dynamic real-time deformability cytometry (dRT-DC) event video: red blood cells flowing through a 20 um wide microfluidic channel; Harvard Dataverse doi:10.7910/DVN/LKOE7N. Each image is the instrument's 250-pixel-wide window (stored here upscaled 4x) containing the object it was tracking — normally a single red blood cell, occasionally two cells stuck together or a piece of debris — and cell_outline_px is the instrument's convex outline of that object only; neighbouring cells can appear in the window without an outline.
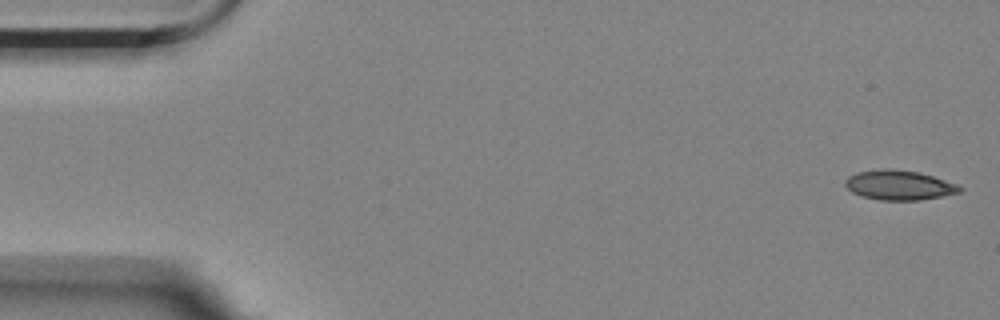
{"species": "Egyptian fruit bat (a non-hibernating species)", "species_latin": "Rousettus aegyptiacus", "temperature_condition": "room temperature", "stored_images_in_passage": 5, "camera_frame_rate_fps": 3000, "um_per_image_px": 0.085, "animal": {"sex": "female"}, "frame": {"image": 1, "passage_image": 1, "time_ms": 0.0, "image_size_px": [1000, 320], "cell_outline_px": [[964, 188], [960, 192], [920, 200], [880, 200], [864, 196], [852, 192], [844, 184], [844, 180], [848, 176], [860, 172], [884, 168], [888, 168], [920, 172], [956, 184]], "centroid_in_image_um": [76.42, 15.73], "position_along_channel_um": 8.6, "area_um2": 19.59}}
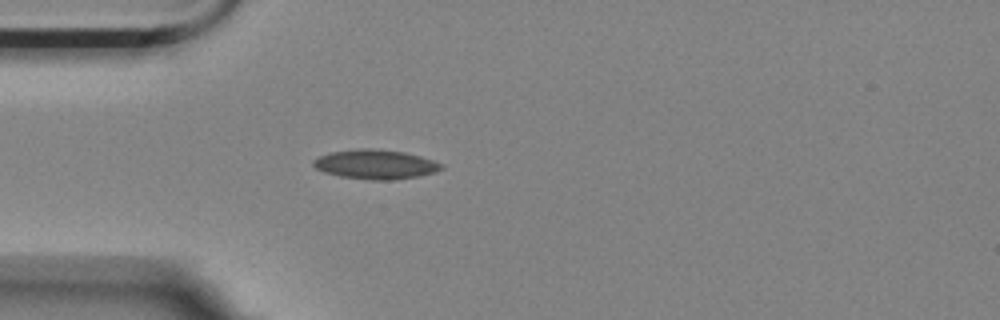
{"frame": {"image": 2, "passage_image": 5, "time_ms": 1.333, "image_size_px": [1000, 320], "cell_outline_px": [[444, 168], [436, 172], [420, 176], [392, 180], [372, 180], [340, 176], [324, 172], [316, 168], [312, 164], [312, 160], [328, 152], [360, 148], [368, 148], [404, 152], [420, 156], [444, 164]], "centroid_in_image_um": [31.92, 13.97], "position_along_channel_um": 53.1, "area_um2": 22.02}}